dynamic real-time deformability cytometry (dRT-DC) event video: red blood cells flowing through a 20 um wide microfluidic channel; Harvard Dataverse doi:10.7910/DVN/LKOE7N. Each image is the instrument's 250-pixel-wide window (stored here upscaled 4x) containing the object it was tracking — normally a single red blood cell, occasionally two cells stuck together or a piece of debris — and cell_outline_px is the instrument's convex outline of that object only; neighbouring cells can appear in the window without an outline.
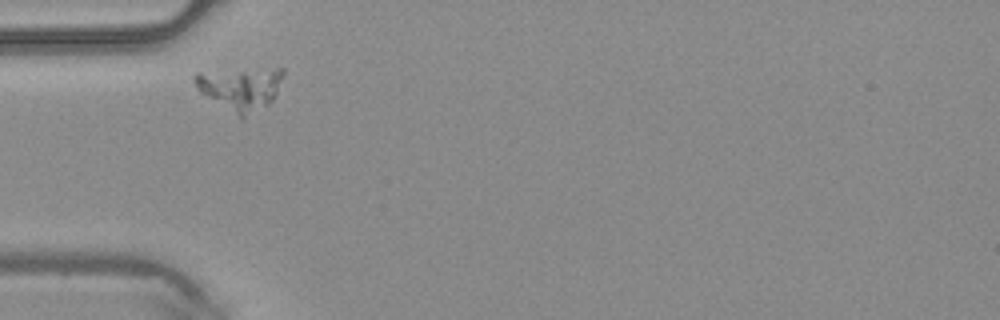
{"species": "common noctule bat (a hibernating species)", "species_latin": "Nyctalus noctula", "temperature_condition": "warm", "stored_images_in_passage": 2, "camera_frame_rate_fps": 3000, "um_per_image_px": 0.085, "animal": {"sex": "male", "body_mass_g": 20.4}, "frame": {"image": 1, "passage_image": 1, "time_ms": 0.0, "image_size_px": [1000, 320], "cell_outline_px": [[284, 72], [276, 92], [272, 100], [268, 104], [240, 120], [200, 92], [196, 88], [196, 72], [276, 68], [284, 68]], "centroid_in_image_um": [20.42, 7.55], "position_along_channel_um": 64.6, "area_um2": 21.96}}
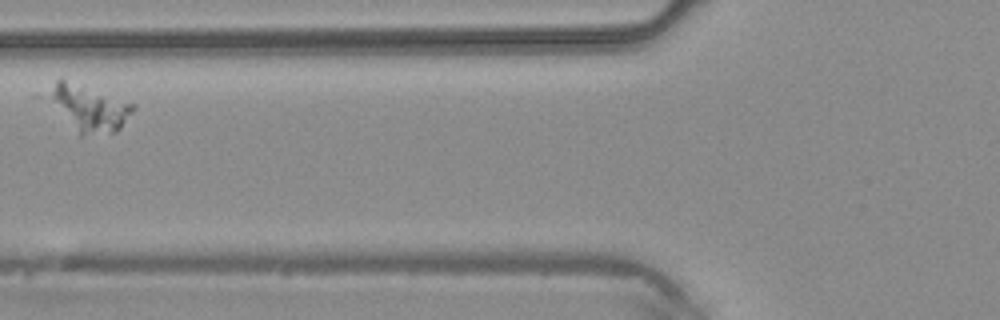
{"frame": {"image": 2, "passage_image": 2, "time_ms": 0.333, "image_size_px": [1000, 320], "cell_outline_px": [[136, 108], [120, 128], [116, 132], [84, 136], [80, 136], [48, 96], [56, 80], [60, 76], [136, 104]], "centroid_in_image_um": [7.64, 9.16], "position_along_channel_um": 118.2, "area_um2": 22.37}}